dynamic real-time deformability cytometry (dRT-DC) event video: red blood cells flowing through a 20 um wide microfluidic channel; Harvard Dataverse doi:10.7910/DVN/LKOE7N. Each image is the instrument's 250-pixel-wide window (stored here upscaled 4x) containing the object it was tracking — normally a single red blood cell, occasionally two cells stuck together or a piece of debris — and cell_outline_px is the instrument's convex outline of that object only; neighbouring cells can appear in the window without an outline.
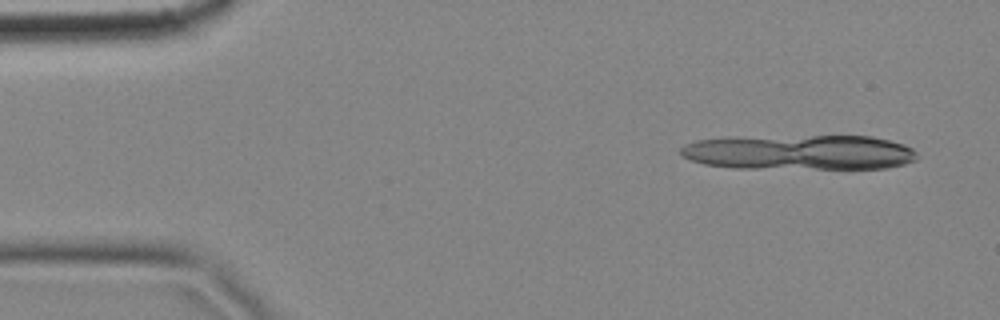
{"species": "common noctule bat (a hibernating species)", "species_latin": "Nyctalus noctula", "temperature_condition": "cold", "stored_images_in_passage": 9, "camera_frame_rate_fps": 3000, "um_per_image_px": 0.085, "animal": {"sex": "female", "body_mass_g": 18.4}, "frame": {"image": 1, "passage_image": 1, "time_ms": 0.0, "image_size_px": [1000, 320], "cell_outline_px": [[920, 156], [916, 160], [904, 164], [888, 168], [736, 168], [704, 164], [692, 160], [684, 156], [680, 152], [680, 148], [684, 144], [696, 140], [728, 136], [872, 136], [904, 144], [912, 148]], "centroid_in_image_um": [67.95, 12.93], "position_along_channel_um": 17.1, "area_um2": 48.78}}
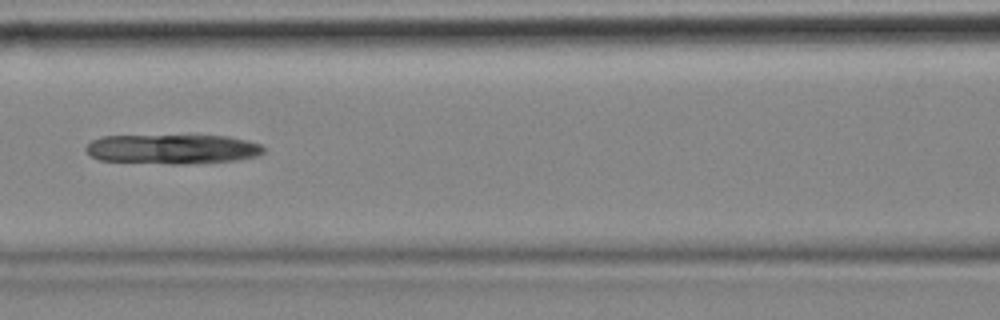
{"frame": {"image": 2, "passage_image": 6, "time_ms": 1.667, "image_size_px": [1000, 320], "cell_outline_px": [[264, 152], [256, 156], [236, 160], [184, 164], [172, 164], [100, 160], [92, 156], [84, 148], [92, 140], [104, 136], [228, 136], [260, 144], [264, 148]], "centroid_in_image_um": [14.65, 12.67], "position_along_channel_um": 151.9, "area_um2": 30.29}}
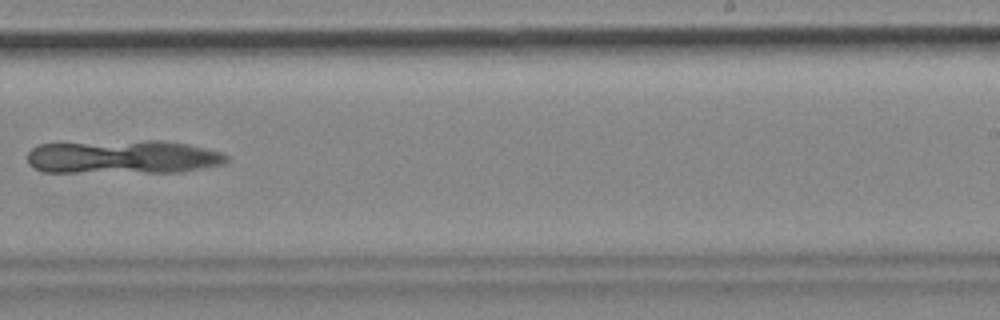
{"frame": {"image": 3, "passage_image": 9, "time_ms": 2.667, "image_size_px": [1000, 320], "cell_outline_px": [[228, 160], [224, 164], [180, 172], [44, 172], [28, 164], [28, 152], [36, 144], [148, 140], [160, 140], [188, 144], [220, 152], [228, 156]], "centroid_in_image_um": [10.45, 13.34], "position_along_channel_um": 278.6, "area_um2": 39.07}}